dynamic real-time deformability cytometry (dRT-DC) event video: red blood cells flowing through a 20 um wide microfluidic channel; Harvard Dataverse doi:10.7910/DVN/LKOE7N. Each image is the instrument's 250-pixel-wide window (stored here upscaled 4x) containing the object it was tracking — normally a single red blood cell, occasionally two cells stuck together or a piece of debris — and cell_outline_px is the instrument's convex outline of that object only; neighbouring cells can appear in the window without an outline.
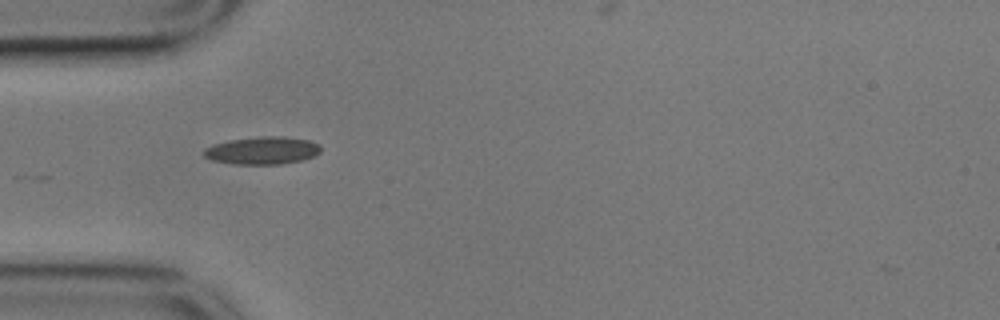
{"species": "common noctule bat (a hibernating species)", "species_latin": "Nyctalus noctula", "temperature_condition": "cold", "stored_images_in_passage": 36, "camera_frame_rate_fps": 3000, "um_per_image_px": 0.085, "animal": {"sex": "male", "body_mass_g": 17.9}, "frame": {"image": 1, "passage_image": 1, "time_ms": 0.0, "image_size_px": [1000, 320], "cell_outline_px": [[320, 152], [312, 156], [300, 160], [280, 164], [236, 164], [212, 160], [204, 156], [204, 148], [212, 144], [228, 140], [260, 136], [284, 136], [308, 140], [320, 144]], "centroid_in_image_um": [22.28, 12.78], "position_along_channel_um": 62.7, "area_um2": 18.79}}
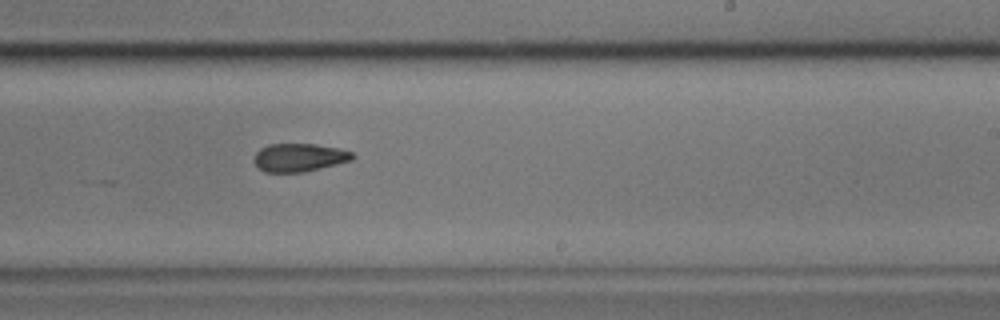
{"frame": {"image": 2, "passage_image": 18, "time_ms": 5.667, "image_size_px": [1000, 320], "cell_outline_px": [[356, 156], [352, 160], [304, 172], [264, 172], [252, 160], [256, 152], [260, 148], [268, 144], [316, 144], [340, 148], [352, 152]], "centroid_in_image_um": [25.43, 13.38], "position_along_channel_um": 263.6, "area_um2": 16.24}}
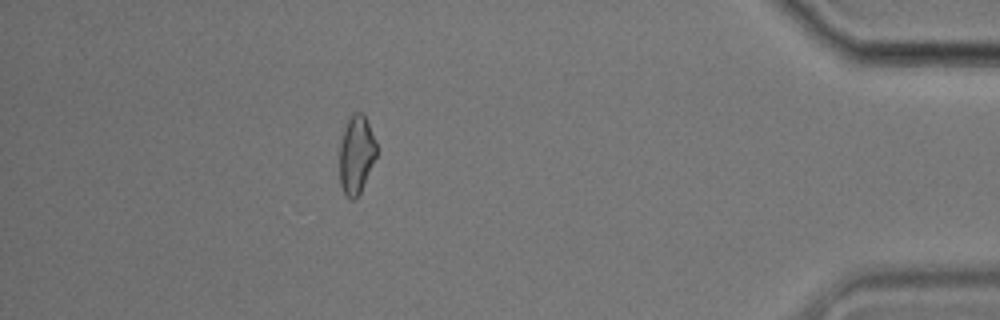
{"frame": {"image": 3, "passage_image": 34, "time_ms": 11.0, "image_size_px": [1000, 320], "cell_outline_px": [[376, 156], [360, 192], [352, 200], [344, 196], [340, 184], [340, 144], [344, 128], [352, 112], [360, 112], [364, 116], [368, 124], [376, 144]], "centroid_in_image_um": [30.26, 13.16], "position_along_channel_um": 404.9, "area_um2": 16.53}}